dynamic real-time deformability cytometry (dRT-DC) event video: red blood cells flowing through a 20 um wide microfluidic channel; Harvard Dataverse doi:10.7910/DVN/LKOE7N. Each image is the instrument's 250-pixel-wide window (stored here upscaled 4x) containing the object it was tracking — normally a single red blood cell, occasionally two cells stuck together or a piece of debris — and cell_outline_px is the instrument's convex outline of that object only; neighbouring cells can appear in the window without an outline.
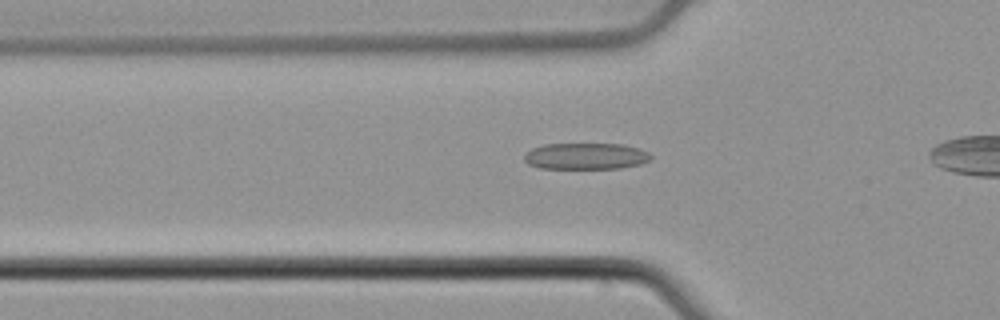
{"species": "common noctule bat (a hibernating species)", "species_latin": "Nyctalus noctula", "temperature_condition": "cold", "stored_images_in_passage": 38, "camera_frame_rate_fps": 3000, "um_per_image_px": 0.085, "animal": {"sex": "male", "body_mass_g": 21.5, "forearm_length_mm": 52.0}, "frame": {"image": 1, "passage_image": 13, "time_ms": 4.0, "image_size_px": [1000, 320], "cell_outline_px": [[652, 156], [648, 160], [640, 164], [620, 168], [540, 168], [528, 164], [524, 160], [524, 156], [532, 148], [544, 144], [624, 144], [640, 148], [648, 152]], "centroid_in_image_um": [49.8, 13.27], "position_along_channel_um": 76.0, "area_um2": 19.42}}
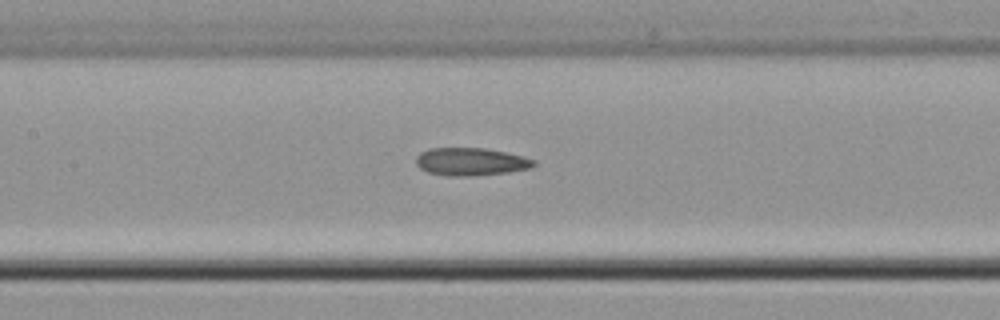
{"frame": {"image": 2, "passage_image": 20, "time_ms": 6.333, "image_size_px": [1000, 320], "cell_outline_px": [[536, 164], [532, 168], [508, 172], [468, 176], [448, 176], [428, 172], [420, 168], [416, 164], [416, 156], [420, 152], [428, 148], [484, 148], [524, 156], [536, 160]], "centroid_in_image_um": [40.02, 13.74], "position_along_channel_um": 167.4, "area_um2": 19.13}}
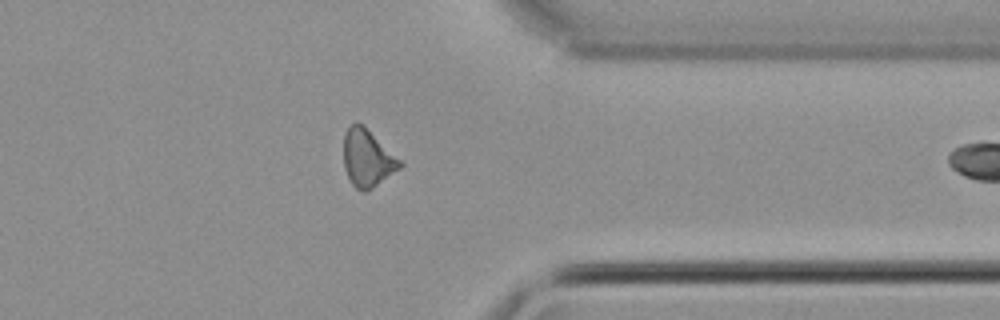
{"frame": {"image": 3, "passage_image": 37, "time_ms": 12.0, "image_size_px": [1000, 320], "cell_outline_px": [[404, 164], [400, 168], [372, 188], [364, 192], [356, 188], [352, 184], [344, 168], [344, 132], [352, 124], [360, 124], [400, 160]], "centroid_in_image_um": [31.2, 13.49], "position_along_channel_um": 380.2, "area_um2": 18.03}}